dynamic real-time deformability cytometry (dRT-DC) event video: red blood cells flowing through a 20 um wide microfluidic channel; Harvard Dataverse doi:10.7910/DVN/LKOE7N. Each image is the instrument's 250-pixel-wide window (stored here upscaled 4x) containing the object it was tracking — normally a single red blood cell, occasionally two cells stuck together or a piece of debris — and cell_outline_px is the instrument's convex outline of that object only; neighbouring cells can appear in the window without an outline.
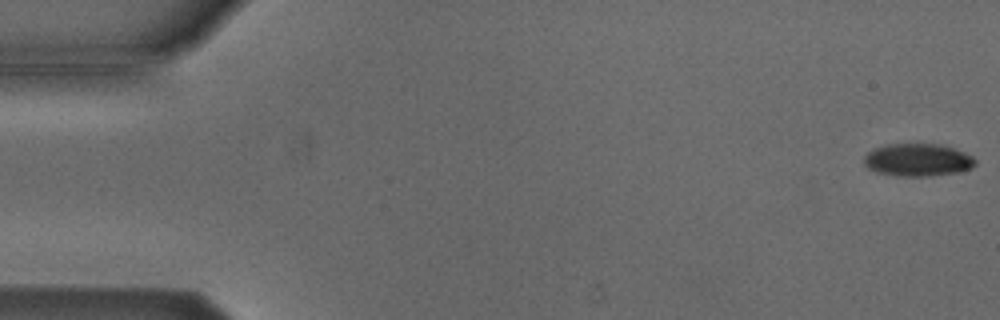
{"species": "Egyptian fruit bat (a non-hibernating species)", "species_latin": "Rousettus aegyptiacus", "temperature_condition": "cold", "stored_images_in_passage": 54, "camera_frame_rate_fps": 3000, "um_per_image_px": 0.085, "animal": {"sex": "male"}, "frame": {"image": 1, "passage_image": 1, "time_ms": 0.0, "image_size_px": [1000, 320], "cell_outline_px": [[976, 164], [972, 168], [956, 172], [928, 176], [896, 176], [876, 172], [868, 168], [864, 164], [864, 156], [872, 148], [884, 144], [940, 144], [964, 152], [972, 156], [976, 160]], "centroid_in_image_um": [77.97, 13.59], "position_along_channel_um": 7.0, "area_um2": 21.27}}
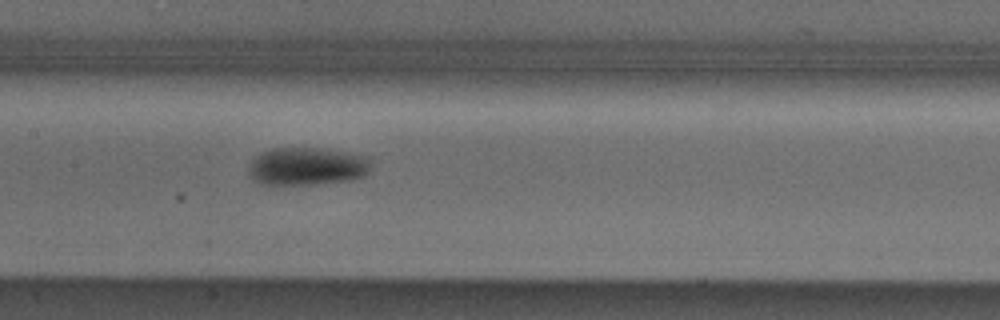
{"frame": {"image": 2, "passage_image": 26, "time_ms": 8.333, "image_size_px": [1000, 320], "cell_outline_px": [[368, 172], [364, 176], [348, 180], [316, 184], [260, 184], [252, 180], [248, 176], [248, 164], [260, 152], [272, 148], [316, 148], [368, 156]], "centroid_in_image_um": [26.0, 14.14], "position_along_channel_um": 181.4, "area_um2": 26.93}}
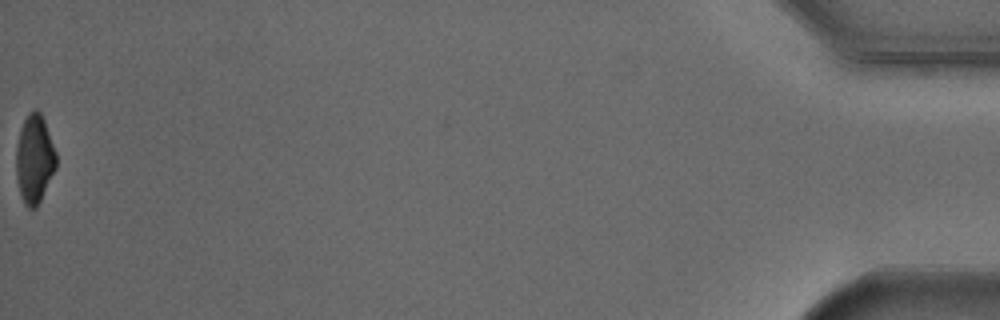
{"frame": {"image": 3, "passage_image": 54, "time_ms": 17.667, "image_size_px": [1000, 320], "cell_outline_px": [[56, 168], [36, 208], [28, 208], [24, 204], [20, 192], [16, 176], [16, 148], [20, 128], [28, 112], [32, 108], [36, 108], [40, 112], [44, 120], [56, 152]], "centroid_in_image_um": [2.92, 13.48], "position_along_channel_um": 432.3, "area_um2": 20.63}, "authors_computed_cell_mechanics": {"area_um2": 23.6691, "velocity_mm_per_s": 3.8375, "shape_relaxation_time_tau1_ms": 2.6129, "shape_relaxation_time_tau2_ms": null, "deformation_change_tau1": 0.1042, "deformation_change_tau2": null}}